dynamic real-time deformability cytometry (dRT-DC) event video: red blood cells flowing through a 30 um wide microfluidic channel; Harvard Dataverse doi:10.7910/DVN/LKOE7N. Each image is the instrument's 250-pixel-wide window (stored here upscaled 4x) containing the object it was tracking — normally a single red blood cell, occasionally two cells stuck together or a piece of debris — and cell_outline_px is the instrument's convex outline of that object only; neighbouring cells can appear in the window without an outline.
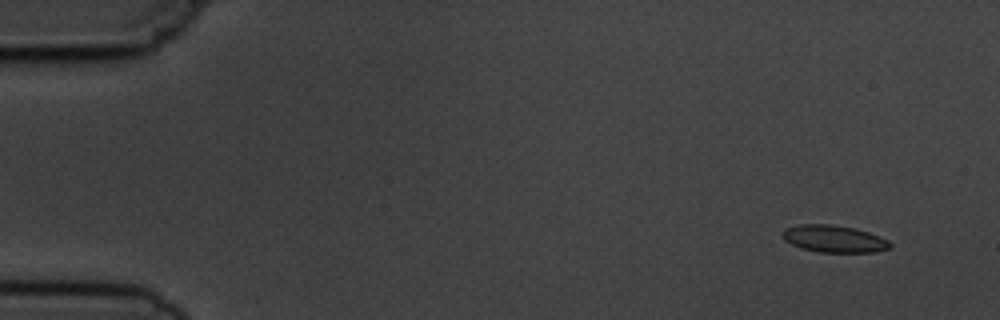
{"species": "common noctule bat (a hibernating species)", "species_latin": "Nyctalus noctula", "temperature_condition": "cold", "stored_images_in_passage": 3, "camera_frame_rate_fps": 3000, "um_per_image_px": 0.085, "animal": {"sex": "male", "body_mass_g": 19.5, "forearm_length_mm": 54.6}, "frame": {"image": 1, "passage_image": 3, "time_ms": 2.333, "image_size_px": [1000, 320], "cell_outline_px": [[892, 248], [876, 252], [820, 252], [800, 248], [784, 240], [784, 228], [800, 224], [832, 224], [852, 228], [868, 232], [880, 236], [888, 240], [892, 244]], "centroid_in_image_um": [70.92, 20.3], "position_along_channel_um": 14.1, "area_um2": 16.99}}